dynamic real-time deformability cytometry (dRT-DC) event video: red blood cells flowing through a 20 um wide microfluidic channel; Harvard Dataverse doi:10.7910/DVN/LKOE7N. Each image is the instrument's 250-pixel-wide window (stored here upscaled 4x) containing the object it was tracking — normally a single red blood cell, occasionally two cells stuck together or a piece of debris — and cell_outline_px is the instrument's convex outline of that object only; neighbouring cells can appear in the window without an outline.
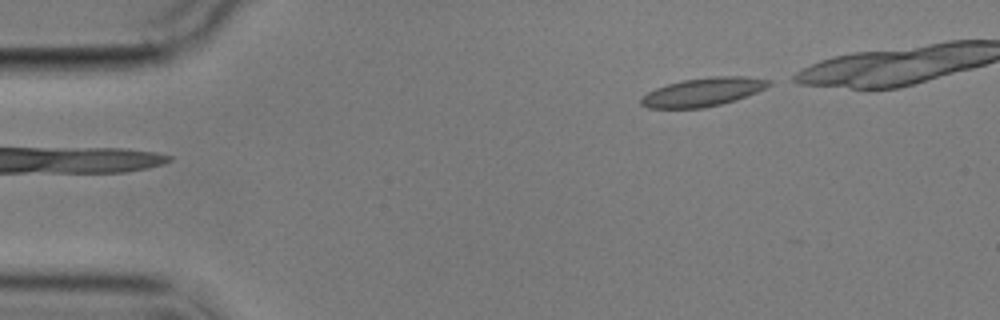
{"species": "common noctule bat (a hibernating species)", "species_latin": "Nyctalus noctula", "temperature_condition": "cold", "stored_images_in_passage": 5, "segment_of_instrument_passage": [2, 2], "camera_frame_rate_fps": 3000, "um_per_image_px": 0.085, "animal": {"sex": "male", "body_mass_g": 17.9}, "frame": {"image": 1, "passage_image": 5, "time_ms": 5.667, "image_size_px": [1000, 320], "cell_outline_px": [[776, 80], [772, 84], [756, 92], [736, 100], [704, 108], [648, 108], [640, 104], [640, 96], [656, 88], [680, 80], [708, 76], [744, 76]], "centroid_in_image_um": [59.76, 7.81], "position_along_channel_um": 25.2, "area_um2": 21.5}}